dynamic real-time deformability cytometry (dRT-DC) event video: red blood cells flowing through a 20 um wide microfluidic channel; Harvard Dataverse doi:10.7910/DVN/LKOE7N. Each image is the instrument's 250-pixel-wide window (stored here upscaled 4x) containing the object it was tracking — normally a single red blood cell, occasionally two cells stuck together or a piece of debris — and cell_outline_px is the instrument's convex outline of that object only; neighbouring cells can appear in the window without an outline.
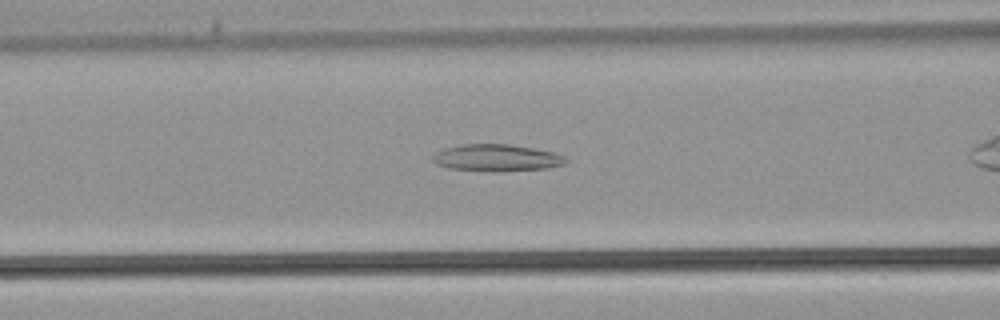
{"species": "common noctule bat (a hibernating species)", "species_latin": "Nyctalus noctula", "temperature_condition": "warm", "stored_images_in_passage": 27, "camera_frame_rate_fps": 3000, "um_per_image_px": 0.085, "animal": {"sex": "male", "body_mass_g": 21.5, "forearm_length_mm": 52.0}, "frame": {"image": 1, "passage_image": 12, "time_ms": 3.667, "image_size_px": [1000, 320], "cell_outline_px": [[572, 160], [564, 164], [548, 168], [504, 172], [496, 172], [448, 168], [436, 164], [432, 160], [432, 156], [436, 152], [444, 148], [464, 144], [508, 144], [532, 148], [552, 152], [564, 156]], "centroid_in_image_um": [42.23, 13.43], "position_along_channel_um": 124.4, "area_um2": 21.1}}
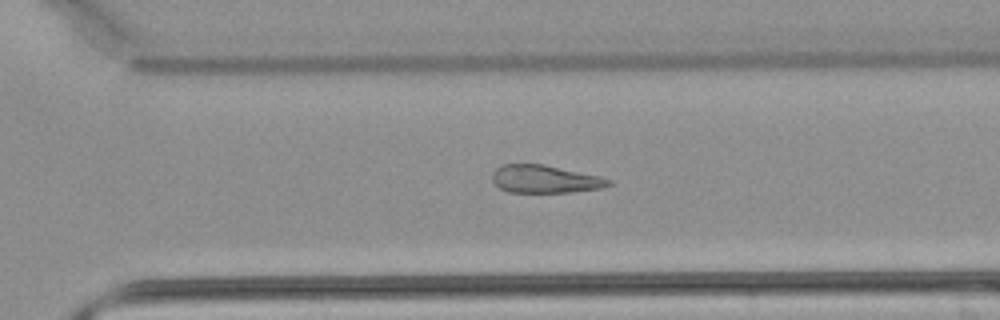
{"frame": {"image": 2, "passage_image": 23, "time_ms": 7.333, "image_size_px": [1000, 320], "cell_outline_px": [[612, 184], [600, 188], [572, 192], [508, 192], [500, 188], [492, 180], [492, 172], [500, 164], [544, 164], [600, 176], [612, 180]], "centroid_in_image_um": [46.31, 15.21], "position_along_channel_um": 324.3, "area_um2": 18.9}}